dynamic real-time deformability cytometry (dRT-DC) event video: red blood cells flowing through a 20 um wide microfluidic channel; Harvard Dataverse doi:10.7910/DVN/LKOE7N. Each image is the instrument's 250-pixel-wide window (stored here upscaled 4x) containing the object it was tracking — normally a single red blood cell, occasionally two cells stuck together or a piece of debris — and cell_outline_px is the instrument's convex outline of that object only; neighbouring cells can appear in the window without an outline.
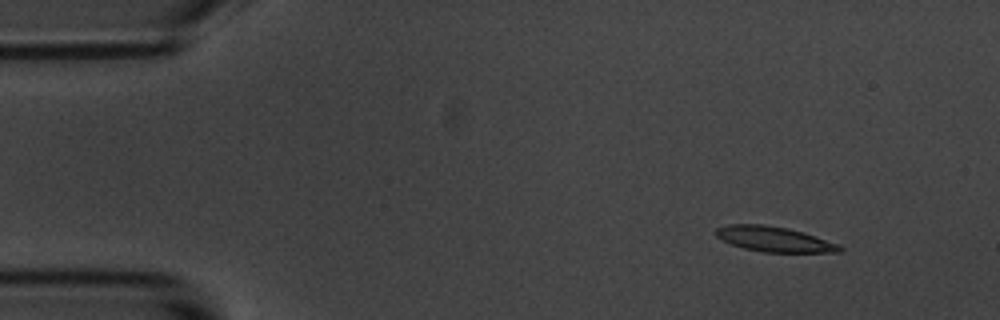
{"species": "common noctule bat (a hibernating species)", "species_latin": "Nyctalus noctula", "temperature_condition": "room temperature", "stored_images_in_passage": 6, "camera_frame_rate_fps": 3000, "um_per_image_px": 0.085, "animal": {"sex": "male", "body_mass_g": 20.1, "forearm_length_mm": 53.5}, "frame": {"image": 1, "passage_image": 2, "time_ms": 1.0, "image_size_px": [1000, 320], "cell_outline_px": [[844, 248], [840, 252], [764, 252], [744, 248], [732, 244], [716, 236], [716, 228], [728, 224], [764, 224], [788, 228], [804, 232], [840, 244]], "centroid_in_image_um": [65.85, 20.32], "position_along_channel_um": 19.2, "area_um2": 18.15}}
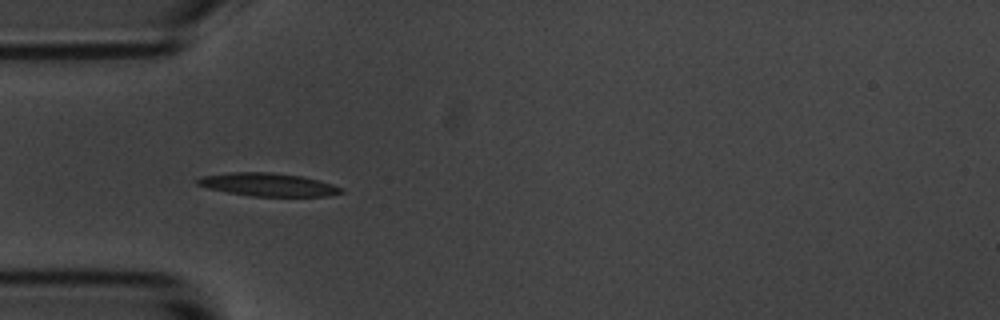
{"frame": {"image": 2, "passage_image": 5, "time_ms": 4.667, "image_size_px": [1000, 320], "cell_outline_px": [[344, 192], [328, 196], [252, 196], [228, 192], [208, 188], [196, 184], [196, 180], [200, 176], [232, 172], [272, 172], [300, 176], [320, 180], [344, 188]], "centroid_in_image_um": [22.8, 15.69], "position_along_channel_um": 62.2, "area_um2": 19.36}}
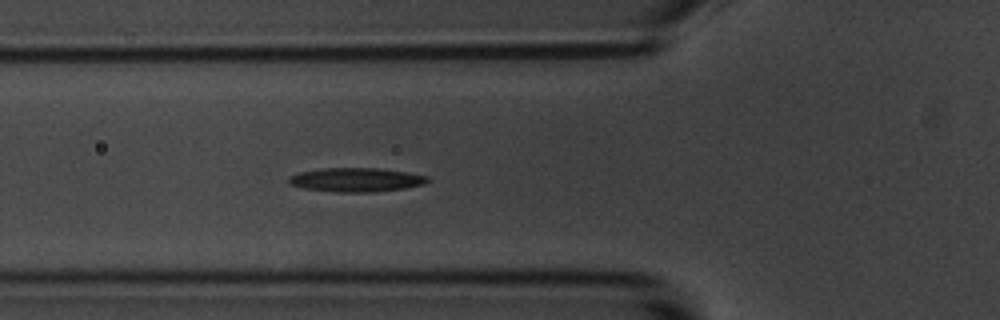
{"frame": {"image": 3, "passage_image": 6, "time_ms": 5.667, "image_size_px": [1000, 320], "cell_outline_px": [[428, 180], [424, 184], [404, 188], [372, 192], [336, 192], [304, 188], [288, 184], [288, 176], [300, 172], [320, 168], [380, 168], [408, 172], [428, 176]], "centroid_in_image_um": [30.24, 15.27], "position_along_channel_um": 95.6, "area_um2": 19.42}}